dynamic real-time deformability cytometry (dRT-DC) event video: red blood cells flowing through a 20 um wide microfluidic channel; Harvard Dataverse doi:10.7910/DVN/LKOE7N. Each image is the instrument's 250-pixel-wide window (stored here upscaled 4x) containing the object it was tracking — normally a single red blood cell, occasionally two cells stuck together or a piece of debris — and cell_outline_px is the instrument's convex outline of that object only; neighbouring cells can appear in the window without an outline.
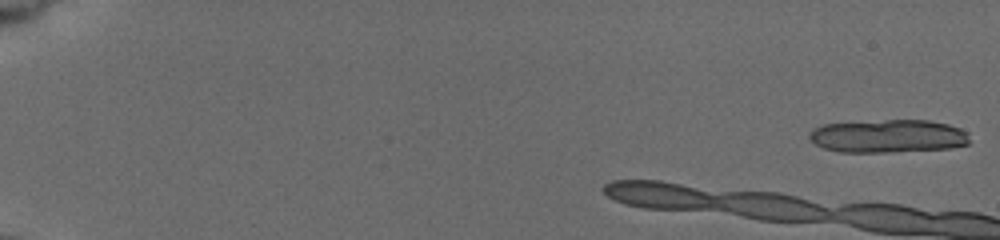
{"species": "common noctule bat (a hibernating species)", "species_latin": "Nyctalus noctula", "temperature_condition": "cold", "stored_images_in_passage": 5, "camera_frame_rate_fps": 3000, "um_per_image_px": 0.085, "animal": {"sex": "female", "body_mass_g": 19.5, "forearm_length_mm": 54.1}, "frame": {"image": 1, "passage_image": 1, "time_ms": 0.0, "image_size_px": [1000, 240], "cell_outline_px": [[968, 144], [952, 148], [884, 152], [840, 152], [824, 148], [816, 144], [808, 136], [808, 132], [812, 128], [824, 124], [884, 120], [928, 120], [948, 124], [960, 128], [968, 132]], "centroid_in_image_um": [75.49, 11.57], "position_along_channel_um": 9.5, "area_um2": 30.98}}